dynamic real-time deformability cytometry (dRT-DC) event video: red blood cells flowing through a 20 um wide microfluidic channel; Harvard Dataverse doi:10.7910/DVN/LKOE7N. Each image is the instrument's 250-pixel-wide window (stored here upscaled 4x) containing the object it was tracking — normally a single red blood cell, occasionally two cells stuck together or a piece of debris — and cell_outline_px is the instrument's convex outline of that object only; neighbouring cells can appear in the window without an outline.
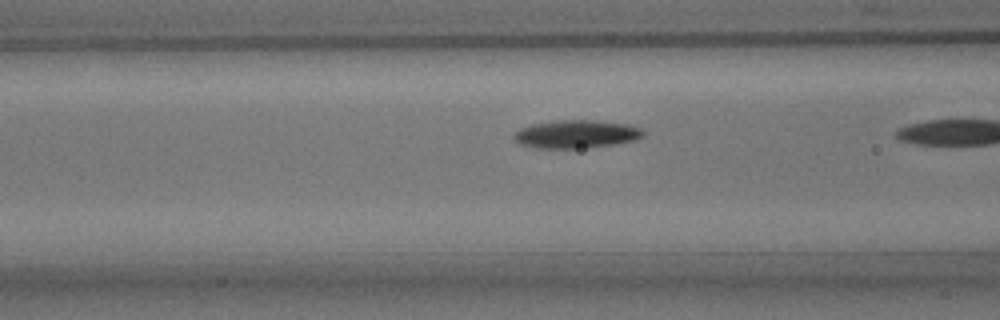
{"species": "common noctule bat (a hibernating species)", "species_latin": "Nyctalus noctula", "temperature_condition": "room temperature", "stored_images_in_passage": 19, "camera_frame_rate_fps": 3000, "um_per_image_px": 0.085, "animal": {"sex": "male", "body_mass_g": 15.6}, "frame": {"image": 1, "passage_image": 18, "time_ms": 5.667, "image_size_px": [1000, 320], "cell_outline_px": [[644, 136], [632, 140], [612, 144], [576, 148], [536, 148], [520, 144], [512, 136], [512, 132], [520, 128], [532, 124], [560, 120], [592, 120], [628, 124], [640, 128], [644, 132]], "centroid_in_image_um": [48.92, 11.39], "position_along_channel_um": 117.7, "area_um2": 20.92}}